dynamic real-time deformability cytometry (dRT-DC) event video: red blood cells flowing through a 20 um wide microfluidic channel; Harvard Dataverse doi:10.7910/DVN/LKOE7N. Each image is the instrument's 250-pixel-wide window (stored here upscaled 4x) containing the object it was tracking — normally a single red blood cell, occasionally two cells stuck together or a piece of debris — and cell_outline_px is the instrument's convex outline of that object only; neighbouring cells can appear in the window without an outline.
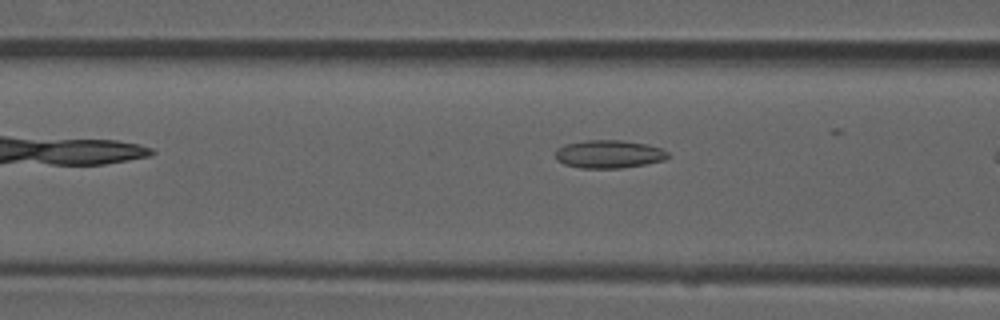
{"species": "common noctule bat (a hibernating species)", "species_latin": "Nyctalus noctula", "temperature_condition": "room temperature", "stored_images_in_passage": 6, "camera_frame_rate_fps": 3000, "um_per_image_px": 0.085, "animal": {"sex": "male", "forearm_length_mm": 52.5}, "frame": {"image": 1, "passage_image": 5, "time_ms": 1.333, "image_size_px": [1000, 320], "cell_outline_px": [[668, 156], [664, 160], [644, 164], [620, 168], [580, 168], [564, 164], [556, 160], [556, 148], [564, 144], [584, 140], [624, 140], [648, 144], [660, 148], [668, 152]], "centroid_in_image_um": [51.72, 13.09], "position_along_channel_um": 114.9, "area_um2": 18.5}}